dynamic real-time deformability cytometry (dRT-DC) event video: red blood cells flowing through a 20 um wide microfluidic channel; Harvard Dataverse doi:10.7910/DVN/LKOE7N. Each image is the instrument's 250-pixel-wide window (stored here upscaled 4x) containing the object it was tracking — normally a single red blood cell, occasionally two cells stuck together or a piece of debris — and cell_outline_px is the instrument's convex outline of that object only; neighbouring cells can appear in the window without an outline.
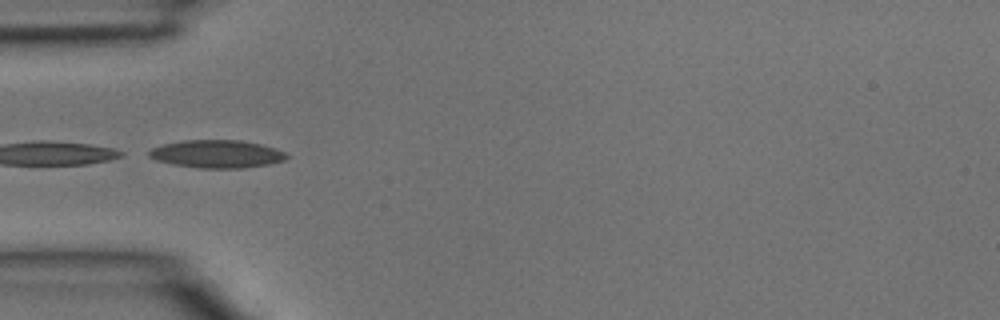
{"species": "common noctule bat (a hibernating species)", "species_latin": "Nyctalus noctula", "temperature_condition": "room temperature", "stored_images_in_passage": 3, "camera_frame_rate_fps": 3000, "um_per_image_px": 0.085, "animal": {"sex": "male", "body_mass_g": 15.6}, "frame": {"image": 1, "passage_image": 3, "time_ms": 0.667, "image_size_px": [1000, 320], "cell_outline_px": [[288, 156], [284, 160], [268, 164], [244, 168], [196, 168], [172, 164], [156, 160], [148, 156], [148, 152], [152, 148], [164, 144], [184, 140], [240, 140], [260, 144], [276, 148], [284, 152]], "centroid_in_image_um": [18.42, 13.09], "position_along_channel_um": 66.6, "area_um2": 22.31}}